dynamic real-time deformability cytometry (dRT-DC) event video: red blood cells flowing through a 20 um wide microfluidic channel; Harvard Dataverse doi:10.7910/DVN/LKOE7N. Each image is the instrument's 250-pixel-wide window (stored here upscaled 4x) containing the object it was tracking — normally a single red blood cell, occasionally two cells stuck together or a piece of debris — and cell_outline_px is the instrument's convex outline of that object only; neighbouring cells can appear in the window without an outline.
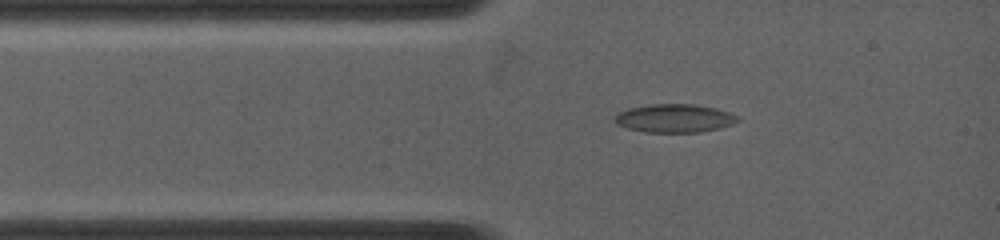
{"species": "common noctule bat (a hibernating species)", "species_latin": "Nyctalus noctula", "temperature_condition": "warm", "stored_images_in_passage": 3, "camera_frame_rate_fps": 5000, "um_per_image_px": 0.085, "animal": {"sex": "female", "body_mass_g": 19.0, "forearm_length_mm": 53.3}, "frame": {"image": 1, "passage_image": 2, "time_ms": 0.2, "image_size_px": [1000, 240], "cell_outline_px": [[740, 120], [732, 124], [720, 128], [700, 132], [644, 132], [628, 128], [616, 124], [616, 112], [628, 108], [648, 104], [692, 104], [716, 108], [740, 116]], "centroid_in_image_um": [57.34, 10.05], "position_along_channel_um": 27.7, "area_um2": 20.4}}
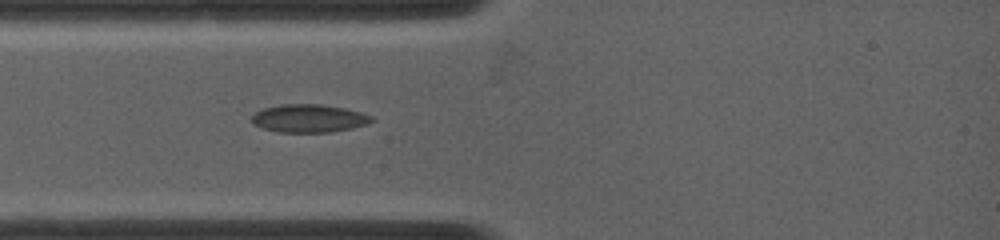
{"frame": {"image": 2, "passage_image": 3, "time_ms": 0.4, "image_size_px": [1000, 240], "cell_outline_px": [[376, 120], [368, 124], [352, 128], [332, 132], [276, 132], [260, 128], [252, 124], [252, 116], [256, 112], [264, 108], [280, 104], [320, 104], [344, 108], [360, 112], [372, 116]], "centroid_in_image_um": [26.25, 10.07], "position_along_channel_um": 58.7, "area_um2": 19.77}}